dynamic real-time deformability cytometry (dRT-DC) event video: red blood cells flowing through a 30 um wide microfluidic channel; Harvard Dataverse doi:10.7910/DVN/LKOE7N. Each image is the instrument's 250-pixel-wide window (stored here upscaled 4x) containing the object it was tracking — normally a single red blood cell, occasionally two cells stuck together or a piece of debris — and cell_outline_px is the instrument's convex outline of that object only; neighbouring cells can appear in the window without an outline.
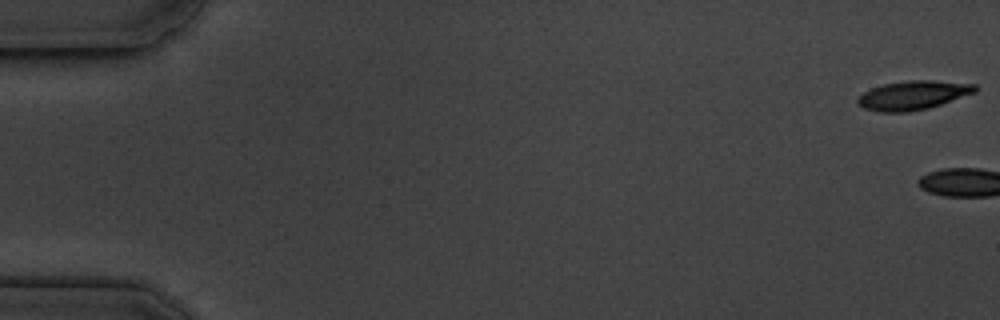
{"species": "common noctule bat (a hibernating species)", "species_latin": "Nyctalus noctula", "temperature_condition": "cold", "stored_images_in_passage": 3, "camera_frame_rate_fps": 3000, "um_per_image_px": 0.085, "animal": {"sex": "male", "body_mass_g": 19.5, "forearm_length_mm": 54.6}, "frame": {"image": 1, "passage_image": 1, "time_ms": 0.0, "image_size_px": [1000, 320], "cell_outline_px": [[976, 92], [928, 108], [908, 112], [880, 112], [864, 108], [856, 100], [864, 92], [872, 88], [884, 84], [908, 80], [932, 80], [976, 84]], "centroid_in_image_um": [77.61, 8.09], "position_along_channel_um": 7.4, "area_um2": 19.59}}